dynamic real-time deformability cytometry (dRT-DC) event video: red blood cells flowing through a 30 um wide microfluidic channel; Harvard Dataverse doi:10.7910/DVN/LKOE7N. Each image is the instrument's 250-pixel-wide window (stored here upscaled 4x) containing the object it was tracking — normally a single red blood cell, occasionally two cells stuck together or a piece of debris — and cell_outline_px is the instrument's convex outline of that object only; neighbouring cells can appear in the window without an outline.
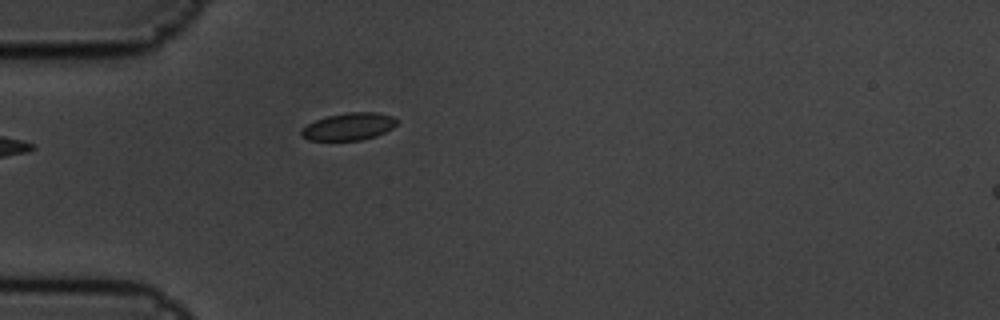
{"species": "common noctule bat (a hibernating species)", "species_latin": "Nyctalus noctula", "temperature_condition": "cold", "stored_images_in_passage": 6, "camera_frame_rate_fps": 3000, "um_per_image_px": 0.085, "animal": {"sex": "male", "body_mass_g": 19.5, "forearm_length_mm": 54.6}, "frame": {"image": 1, "passage_image": 6, "time_ms": 1.667, "image_size_px": [1000, 320], "cell_outline_px": [[400, 120], [392, 128], [376, 136], [360, 140], [308, 140], [300, 136], [300, 128], [316, 120], [328, 116], [348, 112], [376, 112], [392, 116]], "centroid_in_image_um": [29.64, 10.76], "position_along_channel_um": 55.4, "area_um2": 15.26}}